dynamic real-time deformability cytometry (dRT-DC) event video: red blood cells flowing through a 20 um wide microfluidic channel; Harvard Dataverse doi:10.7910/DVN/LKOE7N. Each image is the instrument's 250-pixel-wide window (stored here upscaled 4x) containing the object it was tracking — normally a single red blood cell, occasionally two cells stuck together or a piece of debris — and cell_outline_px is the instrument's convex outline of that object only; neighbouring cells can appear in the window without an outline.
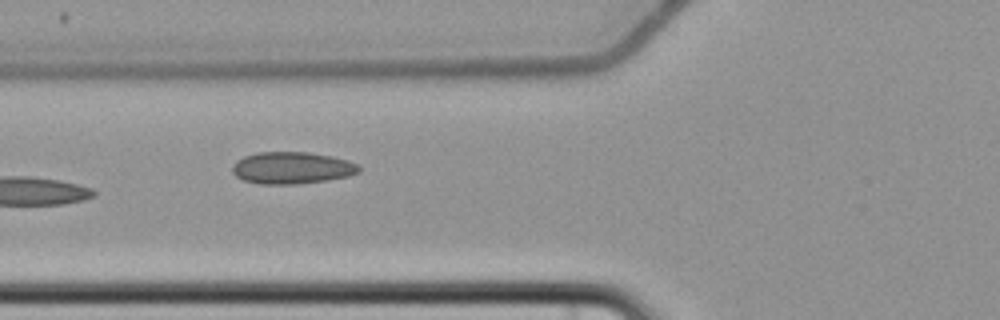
{"species": "common noctule bat (a hibernating species)", "species_latin": "Nyctalus noctula", "temperature_condition": "cold", "stored_images_in_passage": 10, "camera_frame_rate_fps": 3000, "um_per_image_px": 0.085, "animal": {"sex": "female", "body_mass_g": 22.7, "forearm_length_mm": 54.2}, "frame": {"image": 1, "passage_image": 7, "time_ms": 7.667, "image_size_px": [1000, 320], "cell_outline_px": [[360, 172], [348, 176], [328, 180], [300, 184], [260, 184], [244, 180], [236, 176], [232, 172], [232, 164], [236, 160], [244, 156], [256, 152], [308, 152], [332, 156], [348, 160], [356, 164], [360, 168]], "centroid_in_image_um": [24.8, 14.27], "position_along_channel_um": 101.0, "area_um2": 23.76}}
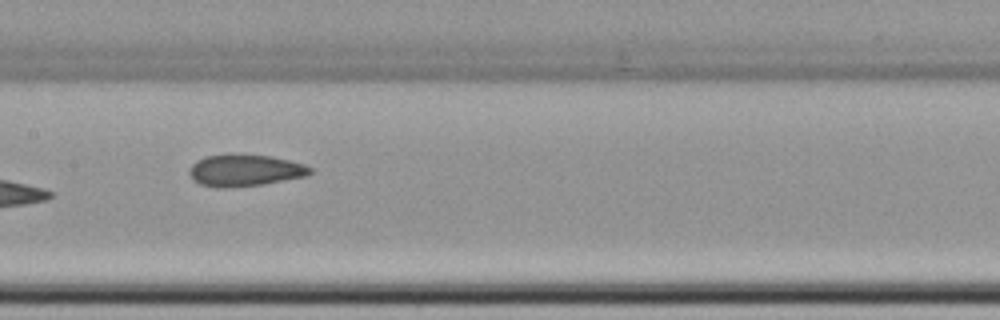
{"frame": {"image": 2, "passage_image": 9, "time_ms": 10.0, "image_size_px": [1000, 320], "cell_outline_px": [[312, 172], [308, 176], [264, 184], [224, 188], [216, 188], [200, 184], [192, 180], [188, 172], [192, 164], [196, 160], [204, 156], [228, 152], [272, 156], [304, 164], [312, 168]], "centroid_in_image_um": [20.78, 14.46], "position_along_channel_um": 186.6, "area_um2": 23.06}}